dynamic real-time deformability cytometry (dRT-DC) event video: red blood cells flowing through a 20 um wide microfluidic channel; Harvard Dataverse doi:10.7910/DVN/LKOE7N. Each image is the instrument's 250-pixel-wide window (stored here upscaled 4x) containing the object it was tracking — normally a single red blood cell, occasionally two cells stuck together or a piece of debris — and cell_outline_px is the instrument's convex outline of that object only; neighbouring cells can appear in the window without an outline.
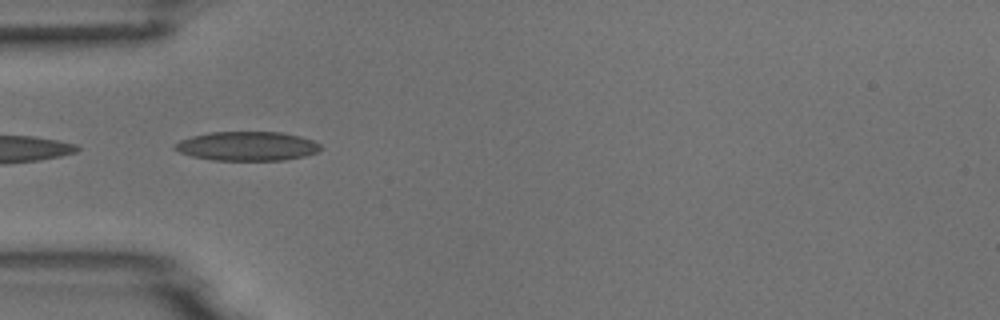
{"species": "common noctule bat (a hibernating species)", "species_latin": "Nyctalus noctula", "temperature_condition": "room temperature", "stored_images_in_passage": 6, "camera_frame_rate_fps": 3000, "um_per_image_px": 0.085, "animal": {"sex": "male", "body_mass_g": 18.8}, "frame": {"image": 1, "passage_image": 3, "time_ms": 3.333, "image_size_px": [1000, 320], "cell_outline_px": [[324, 148], [316, 152], [304, 156], [284, 160], [212, 160], [192, 156], [180, 152], [172, 148], [180, 140], [192, 136], [208, 132], [280, 132], [300, 136], [312, 140], [320, 144]], "centroid_in_image_um": [21.02, 12.42], "position_along_channel_um": 64.0, "area_um2": 24.74}}